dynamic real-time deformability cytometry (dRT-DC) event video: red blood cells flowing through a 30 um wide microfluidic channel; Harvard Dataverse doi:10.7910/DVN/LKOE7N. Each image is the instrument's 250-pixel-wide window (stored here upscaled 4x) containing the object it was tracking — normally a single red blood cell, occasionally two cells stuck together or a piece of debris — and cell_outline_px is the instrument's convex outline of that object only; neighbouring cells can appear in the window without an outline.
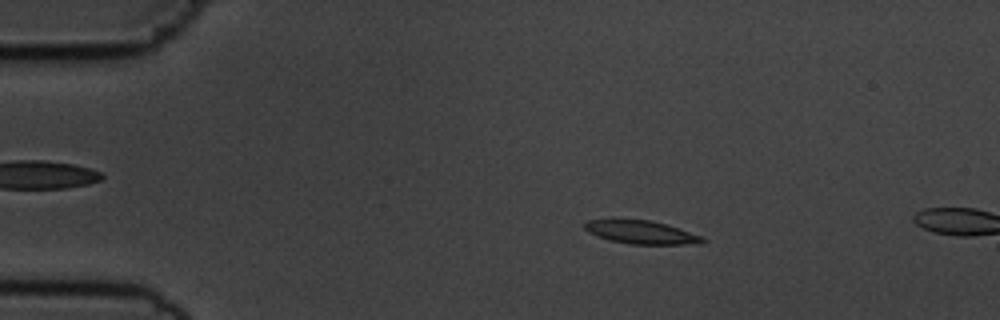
{"species": "common noctule bat (a hibernating species)", "species_latin": "Nyctalus noctula", "temperature_condition": "cold", "stored_images_in_passage": 13, "camera_frame_rate_fps": 3000, "um_per_image_px": 0.085, "animal": {"sex": "male", "body_mass_g": 19.5, "forearm_length_mm": 54.6}, "frame": {"image": 1, "passage_image": 10, "time_ms": 3.0, "image_size_px": [1000, 320], "cell_outline_px": [[708, 240], [704, 244], [628, 244], [596, 236], [588, 232], [584, 228], [584, 224], [588, 220], [612, 216], [648, 220], [668, 224], [704, 236]], "centroid_in_image_um": [54.49, 19.7], "position_along_channel_um": 30.5, "area_um2": 16.94}}